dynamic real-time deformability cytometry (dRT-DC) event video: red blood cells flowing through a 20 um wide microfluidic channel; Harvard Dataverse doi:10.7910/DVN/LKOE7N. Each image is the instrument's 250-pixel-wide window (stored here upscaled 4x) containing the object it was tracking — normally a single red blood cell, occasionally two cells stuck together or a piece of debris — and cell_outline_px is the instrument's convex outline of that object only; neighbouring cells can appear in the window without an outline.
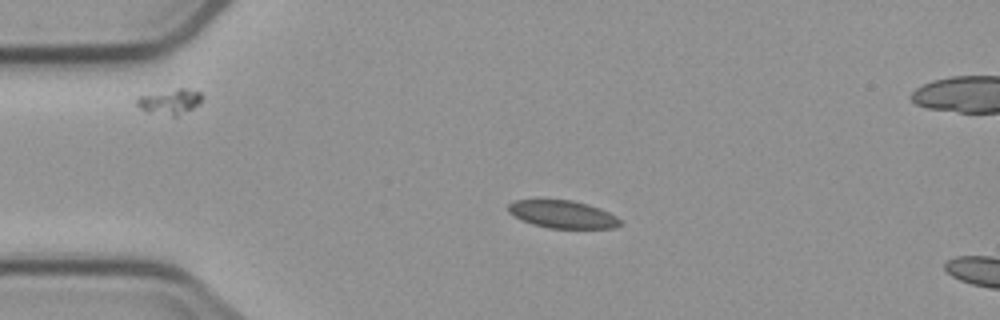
{"species": "common noctule bat (a hibernating species)", "species_latin": "Nyctalus noctula", "temperature_condition": "cold", "stored_images_in_passage": 5, "camera_frame_rate_fps": 3000, "um_per_image_px": 0.085, "animal": {"sex": "male", "body_mass_g": 23.1, "forearm_length_mm": 52.7}, "frame": {"image": 1, "passage_image": 3, "time_ms": 3.333, "image_size_px": [1000, 320], "cell_outline_px": [[620, 224], [616, 228], [548, 228], [532, 224], [520, 220], [508, 212], [508, 204], [516, 200], [572, 200], [588, 204], [600, 208], [616, 216], [620, 220]], "centroid_in_image_um": [47.8, 18.22], "position_along_channel_um": 37.2, "area_um2": 18.03}}